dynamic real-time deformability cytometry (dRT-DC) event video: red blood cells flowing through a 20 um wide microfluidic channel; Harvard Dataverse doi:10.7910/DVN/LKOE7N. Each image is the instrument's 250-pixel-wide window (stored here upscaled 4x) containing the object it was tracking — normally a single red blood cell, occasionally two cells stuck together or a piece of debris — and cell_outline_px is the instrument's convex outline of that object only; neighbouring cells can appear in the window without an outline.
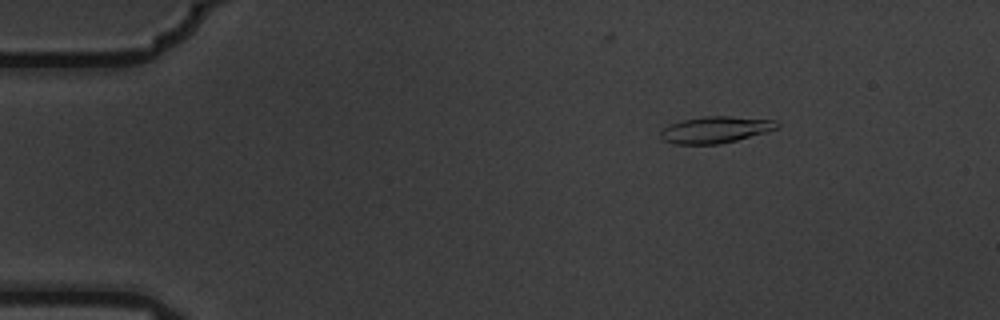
{"species": "common noctule bat (a hibernating species)", "species_latin": "Nyctalus noctula", "temperature_condition": "warm", "stored_images_in_passage": 6, "camera_frame_rate_fps": 3000, "um_per_image_px": 0.085, "animal": {"sex": "male", "body_mass_g": 19.5, "forearm_length_mm": 54.6}, "frame": {"image": 1, "passage_image": 2, "time_ms": 0.333, "image_size_px": [1000, 320], "cell_outline_px": [[780, 128], [736, 140], [720, 144], [676, 144], [664, 140], [660, 136], [660, 132], [664, 128], [680, 120], [704, 116], [728, 116], [776, 120], [780, 124]], "centroid_in_image_um": [60.84, 11.02], "position_along_channel_um": 24.2, "area_um2": 17.98}}
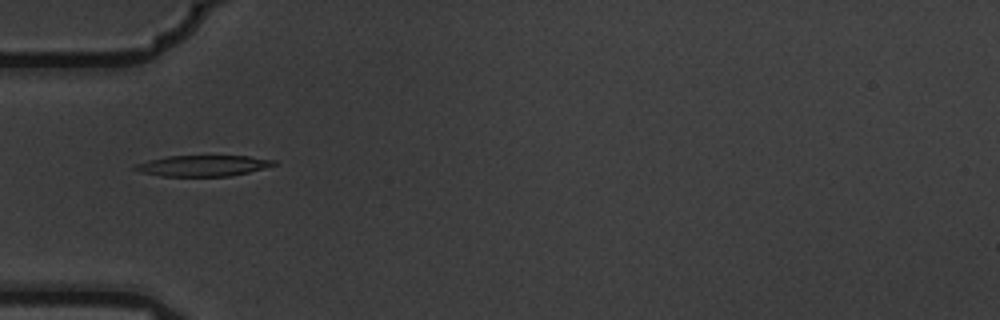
{"frame": {"image": 2, "passage_image": 5, "time_ms": 1.333, "image_size_px": [1000, 320], "cell_outline_px": [[276, 164], [264, 168], [248, 172], [228, 176], [160, 176], [144, 172], [132, 168], [136, 164], [148, 160], [168, 156], [248, 156], [276, 160]], "centroid_in_image_um": [17.26, 14.08], "position_along_channel_um": 67.7, "area_um2": 16.7}}
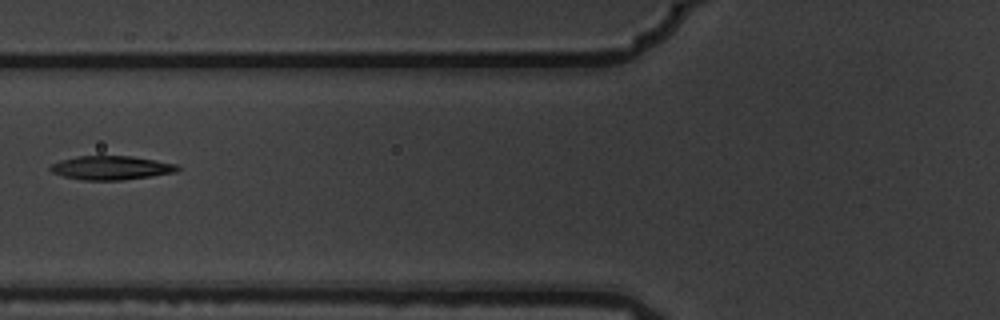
{"frame": {"image": 3, "passage_image": 6, "time_ms": 1.667, "image_size_px": [1000, 320], "cell_outline_px": [[180, 168], [176, 172], [152, 176], [120, 180], [84, 180], [64, 176], [52, 172], [48, 168], [52, 164], [60, 160], [76, 156], [132, 156], [156, 160], [176, 164]], "centroid_in_image_um": [9.45, 14.26], "position_along_channel_um": 116.4, "area_um2": 17.63}}